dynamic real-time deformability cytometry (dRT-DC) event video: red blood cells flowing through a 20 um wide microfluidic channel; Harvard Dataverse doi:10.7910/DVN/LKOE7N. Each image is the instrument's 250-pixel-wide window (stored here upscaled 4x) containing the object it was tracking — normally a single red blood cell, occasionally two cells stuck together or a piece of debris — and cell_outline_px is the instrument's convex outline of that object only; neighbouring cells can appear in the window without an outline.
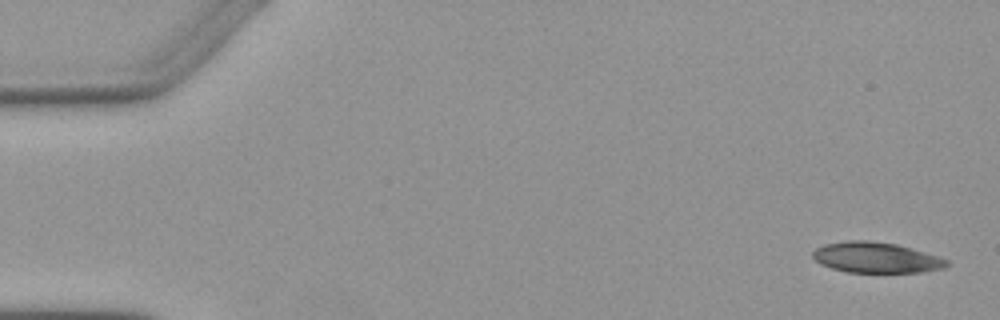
{"species": "Egyptian fruit bat (a non-hibernating species)", "species_latin": "Rousettus aegyptiacus", "temperature_condition": "warm", "stored_images_in_passage": 4, "camera_frame_rate_fps": 3000, "um_per_image_px": 0.085, "animal": {"sex": "female"}, "frame": {"image": 1, "passage_image": 1, "time_ms": 0.0, "image_size_px": [1000, 320], "cell_outline_px": [[948, 264], [944, 268], [920, 272], [848, 272], [832, 268], [820, 264], [812, 256], [812, 252], [816, 248], [824, 244], [848, 240], [868, 240], [896, 244], [912, 248], [940, 256], [948, 260]], "centroid_in_image_um": [74.47, 21.88], "position_along_channel_um": 10.5, "area_um2": 23.93}}
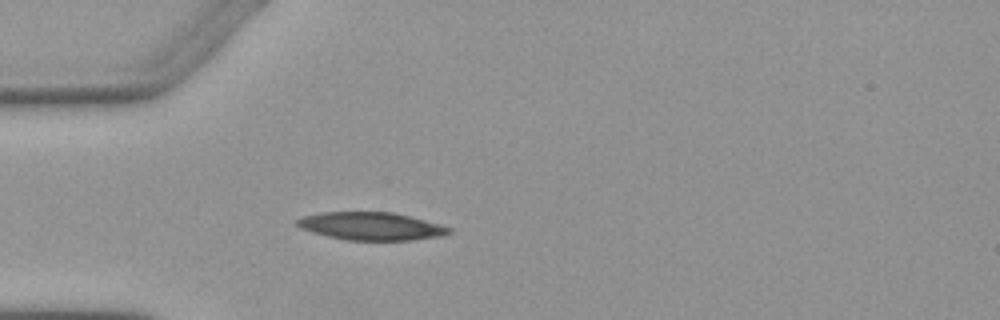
{"frame": {"image": 2, "passage_image": 4, "time_ms": 4.333, "image_size_px": [1000, 320], "cell_outline_px": [[452, 232], [440, 236], [412, 240], [348, 240], [328, 236], [312, 232], [300, 228], [296, 224], [296, 220], [304, 216], [320, 212], [392, 212], [440, 224], [452, 228]], "centroid_in_image_um": [31.54, 19.22], "position_along_channel_um": 53.5, "area_um2": 24.51}}